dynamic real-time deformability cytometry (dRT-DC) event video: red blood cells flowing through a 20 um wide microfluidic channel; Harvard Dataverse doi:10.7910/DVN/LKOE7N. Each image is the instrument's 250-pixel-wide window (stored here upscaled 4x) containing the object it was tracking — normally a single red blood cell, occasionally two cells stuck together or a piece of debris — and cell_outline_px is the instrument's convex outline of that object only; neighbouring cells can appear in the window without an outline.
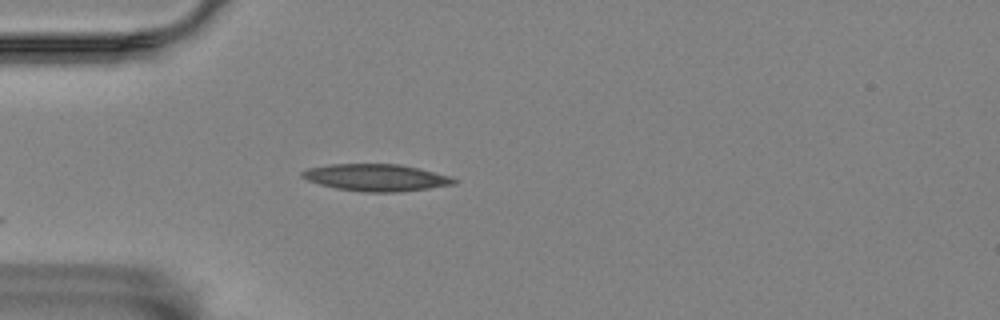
{"species": "Egyptian fruit bat (a non-hibernating species)", "species_latin": "Rousettus aegyptiacus", "temperature_condition": "room temperature", "stored_images_in_passage": 16, "camera_frame_rate_fps": 3000, "um_per_image_px": 0.085, "animal": {"sex": "female"}, "frame": {"image": 1, "passage_image": 1, "time_ms": 0.0, "image_size_px": [1000, 320], "cell_outline_px": [[460, 180], [456, 184], [428, 188], [396, 192], [364, 192], [336, 188], [320, 184], [308, 180], [300, 176], [300, 172], [308, 168], [328, 164], [400, 164], [452, 176]], "centroid_in_image_um": [31.99, 15.09], "position_along_channel_um": 53.0, "area_um2": 23.93}}
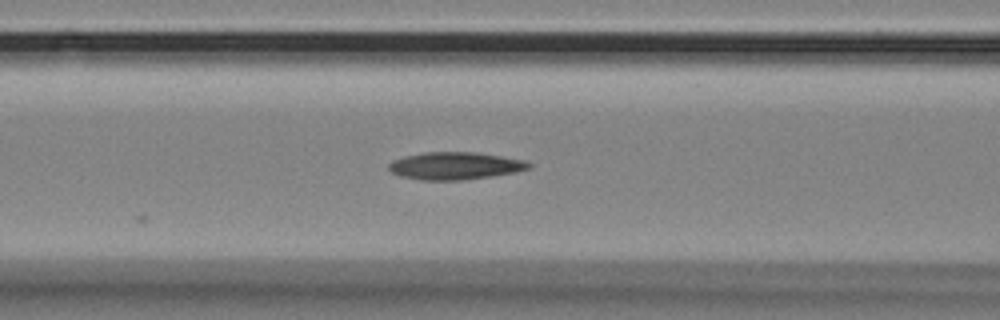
{"frame": {"image": 2, "passage_image": 8, "time_ms": 2.333, "image_size_px": [1000, 320], "cell_outline_px": [[532, 164], [528, 168], [516, 172], [464, 180], [420, 180], [400, 176], [392, 172], [388, 168], [388, 164], [392, 160], [404, 156], [424, 152], [476, 152], [524, 160]], "centroid_in_image_um": [38.64, 14.09], "position_along_channel_um": 128.0, "area_um2": 22.37}}
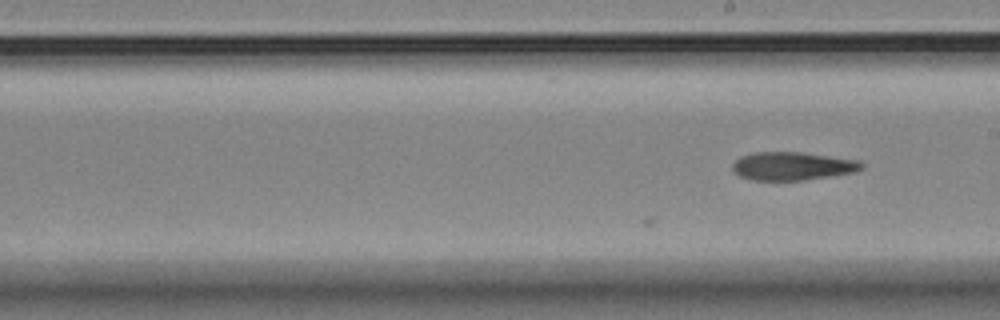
{"frame": {"image": 3, "passage_image": 16, "time_ms": 5.0, "image_size_px": [1000, 320], "cell_outline_px": [[864, 168], [856, 172], [804, 180], [752, 180], [740, 176], [732, 168], [732, 164], [740, 156], [756, 152], [800, 152], [860, 160], [864, 164]], "centroid_in_image_um": [67.39, 14.11], "position_along_channel_um": 221.6, "area_um2": 21.27}}